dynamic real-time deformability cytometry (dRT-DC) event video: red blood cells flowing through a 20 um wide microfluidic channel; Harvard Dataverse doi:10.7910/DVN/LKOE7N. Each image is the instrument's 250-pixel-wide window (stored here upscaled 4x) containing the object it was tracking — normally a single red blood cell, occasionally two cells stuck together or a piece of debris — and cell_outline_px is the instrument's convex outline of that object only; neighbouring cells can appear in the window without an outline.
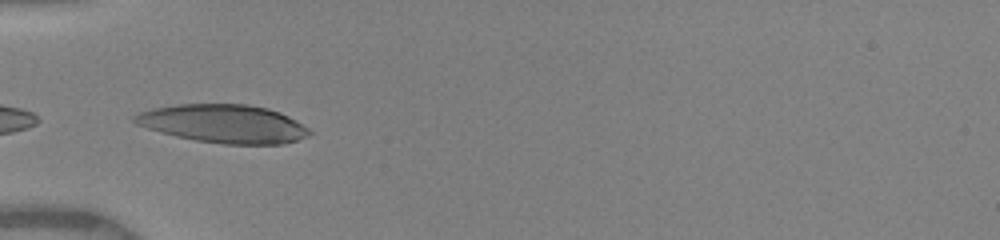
{"species": "human", "species_latin": "Homo sapiens", "temperature_condition": "warm", "stored_images_in_passage": 24, "camera_frame_rate_fps": 3000, "um_per_image_px": 0.085, "donor": {"sex": "female"}, "frame": {"image": 1, "passage_image": 1, "time_ms": 0.0, "image_size_px": [1000, 240], "cell_outline_px": [[312, 132], [308, 136], [296, 140], [280, 144], [224, 144], [196, 140], [176, 136], [160, 132], [136, 124], [132, 120], [132, 116], [140, 112], [152, 108], [176, 104], [248, 104], [268, 108], [280, 112], [296, 120], [308, 128]], "centroid_in_image_um": [18.99, 10.51], "position_along_channel_um": 66.0, "area_um2": 39.02}}
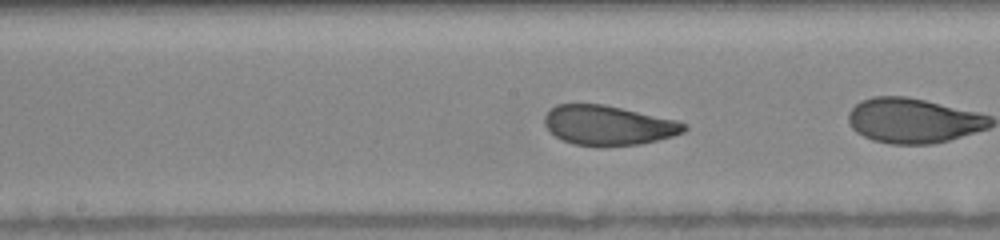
{"frame": {"image": 2, "passage_image": 8, "time_ms": 2.667, "image_size_px": [1000, 240], "cell_outline_px": [[688, 128], [684, 132], [672, 136], [640, 144], [572, 144], [548, 132], [544, 124], [544, 116], [556, 104], [604, 104], [680, 120], [688, 124]], "centroid_in_image_um": [51.74, 10.61], "position_along_channel_um": 196.5, "area_um2": 31.96}, "authors_computed_cell_mechanics": {"area_um2": 33.0038, "velocity_mm_per_s": 3.9906, "shape_relaxation_time_tau1_ms": 7.9648, "shape_relaxation_time_tau2_ms": 0.5787, "deformation_change_tau1": 0.2095, "deformation_change_tau2": 0.0468}}